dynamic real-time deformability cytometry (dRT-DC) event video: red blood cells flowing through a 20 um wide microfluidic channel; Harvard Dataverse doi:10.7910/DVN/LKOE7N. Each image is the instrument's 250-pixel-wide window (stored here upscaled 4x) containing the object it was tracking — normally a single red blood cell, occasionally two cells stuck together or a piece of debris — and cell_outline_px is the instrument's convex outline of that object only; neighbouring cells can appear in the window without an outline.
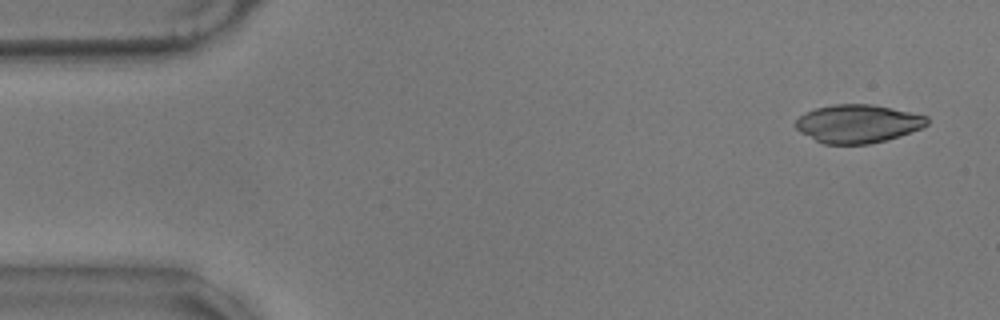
{"species": "common noctule bat (a hibernating species)", "species_latin": "Nyctalus noctula", "temperature_condition": "warm", "stored_images_in_passage": 12, "camera_frame_rate_fps": 3000, "um_per_image_px": 0.085, "animal": {"sex": "male", "body_mass_g": 17.9}, "frame": {"image": 1, "passage_image": 3, "time_ms": 0.667, "image_size_px": [1000, 320], "cell_outline_px": [[928, 124], [920, 128], [900, 136], [868, 144], [824, 144], [800, 132], [796, 128], [796, 120], [804, 112], [816, 108], [832, 104], [872, 104], [928, 116]], "centroid_in_image_um": [72.9, 10.51], "position_along_channel_um": 12.1, "area_um2": 29.13}}